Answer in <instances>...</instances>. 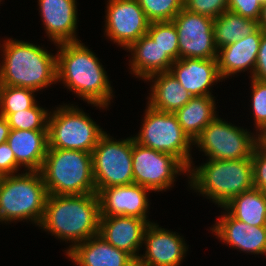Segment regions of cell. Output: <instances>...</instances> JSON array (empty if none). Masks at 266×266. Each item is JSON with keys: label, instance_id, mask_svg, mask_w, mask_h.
I'll return each instance as SVG.
<instances>
[{"label": "cell", "instance_id": "11", "mask_svg": "<svg viewBox=\"0 0 266 266\" xmlns=\"http://www.w3.org/2000/svg\"><path fill=\"white\" fill-rule=\"evenodd\" d=\"M133 183L163 192L175 185L177 175L189 173V169L171 154L144 147L132 136Z\"/></svg>", "mask_w": 266, "mask_h": 266}, {"label": "cell", "instance_id": "36", "mask_svg": "<svg viewBox=\"0 0 266 266\" xmlns=\"http://www.w3.org/2000/svg\"><path fill=\"white\" fill-rule=\"evenodd\" d=\"M20 167L7 142L0 144V177L17 174Z\"/></svg>", "mask_w": 266, "mask_h": 266}, {"label": "cell", "instance_id": "29", "mask_svg": "<svg viewBox=\"0 0 266 266\" xmlns=\"http://www.w3.org/2000/svg\"><path fill=\"white\" fill-rule=\"evenodd\" d=\"M50 112L36 104L35 106L11 113L6 119L11 129L48 130Z\"/></svg>", "mask_w": 266, "mask_h": 266}, {"label": "cell", "instance_id": "26", "mask_svg": "<svg viewBox=\"0 0 266 266\" xmlns=\"http://www.w3.org/2000/svg\"><path fill=\"white\" fill-rule=\"evenodd\" d=\"M222 208L250 226H266V194L261 190L253 188L243 192Z\"/></svg>", "mask_w": 266, "mask_h": 266}, {"label": "cell", "instance_id": "38", "mask_svg": "<svg viewBox=\"0 0 266 266\" xmlns=\"http://www.w3.org/2000/svg\"><path fill=\"white\" fill-rule=\"evenodd\" d=\"M10 131L7 119L0 115V144L7 141Z\"/></svg>", "mask_w": 266, "mask_h": 266}, {"label": "cell", "instance_id": "34", "mask_svg": "<svg viewBox=\"0 0 266 266\" xmlns=\"http://www.w3.org/2000/svg\"><path fill=\"white\" fill-rule=\"evenodd\" d=\"M253 164V186L266 194V148L259 142L251 156Z\"/></svg>", "mask_w": 266, "mask_h": 266}, {"label": "cell", "instance_id": "13", "mask_svg": "<svg viewBox=\"0 0 266 266\" xmlns=\"http://www.w3.org/2000/svg\"><path fill=\"white\" fill-rule=\"evenodd\" d=\"M105 34L110 41L127 50L146 35L150 22L137 0H108Z\"/></svg>", "mask_w": 266, "mask_h": 266}, {"label": "cell", "instance_id": "28", "mask_svg": "<svg viewBox=\"0 0 266 266\" xmlns=\"http://www.w3.org/2000/svg\"><path fill=\"white\" fill-rule=\"evenodd\" d=\"M35 92L29 88L1 85L0 115L7 118L11 113L35 106L37 104Z\"/></svg>", "mask_w": 266, "mask_h": 266}, {"label": "cell", "instance_id": "22", "mask_svg": "<svg viewBox=\"0 0 266 266\" xmlns=\"http://www.w3.org/2000/svg\"><path fill=\"white\" fill-rule=\"evenodd\" d=\"M6 142L19 167H24V171H41L48 149V130L11 129Z\"/></svg>", "mask_w": 266, "mask_h": 266}, {"label": "cell", "instance_id": "24", "mask_svg": "<svg viewBox=\"0 0 266 266\" xmlns=\"http://www.w3.org/2000/svg\"><path fill=\"white\" fill-rule=\"evenodd\" d=\"M145 81L152 82L147 105L155 110L174 113L193 97L170 72L154 74Z\"/></svg>", "mask_w": 266, "mask_h": 266}, {"label": "cell", "instance_id": "5", "mask_svg": "<svg viewBox=\"0 0 266 266\" xmlns=\"http://www.w3.org/2000/svg\"><path fill=\"white\" fill-rule=\"evenodd\" d=\"M40 172L48 195L96 193L89 152L48 148Z\"/></svg>", "mask_w": 266, "mask_h": 266}, {"label": "cell", "instance_id": "18", "mask_svg": "<svg viewBox=\"0 0 266 266\" xmlns=\"http://www.w3.org/2000/svg\"><path fill=\"white\" fill-rule=\"evenodd\" d=\"M149 223L133 216L101 217L99 233L106 242L130 254L136 261L143 245V233Z\"/></svg>", "mask_w": 266, "mask_h": 266}, {"label": "cell", "instance_id": "1", "mask_svg": "<svg viewBox=\"0 0 266 266\" xmlns=\"http://www.w3.org/2000/svg\"><path fill=\"white\" fill-rule=\"evenodd\" d=\"M57 82L81 100L97 108H108L113 89L100 60L80 41L55 44ZM76 92V93H75Z\"/></svg>", "mask_w": 266, "mask_h": 266}, {"label": "cell", "instance_id": "7", "mask_svg": "<svg viewBox=\"0 0 266 266\" xmlns=\"http://www.w3.org/2000/svg\"><path fill=\"white\" fill-rule=\"evenodd\" d=\"M73 104H63L49 114L48 148L92 153L105 133L91 117ZM86 113V114H85Z\"/></svg>", "mask_w": 266, "mask_h": 266}, {"label": "cell", "instance_id": "9", "mask_svg": "<svg viewBox=\"0 0 266 266\" xmlns=\"http://www.w3.org/2000/svg\"><path fill=\"white\" fill-rule=\"evenodd\" d=\"M258 143L257 133L254 135L217 116L202 130L193 145L210 160H236L251 158Z\"/></svg>", "mask_w": 266, "mask_h": 266}, {"label": "cell", "instance_id": "33", "mask_svg": "<svg viewBox=\"0 0 266 266\" xmlns=\"http://www.w3.org/2000/svg\"><path fill=\"white\" fill-rule=\"evenodd\" d=\"M184 9L216 19L228 10V0H184Z\"/></svg>", "mask_w": 266, "mask_h": 266}, {"label": "cell", "instance_id": "4", "mask_svg": "<svg viewBox=\"0 0 266 266\" xmlns=\"http://www.w3.org/2000/svg\"><path fill=\"white\" fill-rule=\"evenodd\" d=\"M189 168L188 185L222 208L235 196L254 188L251 158L210 160ZM194 167V168H192Z\"/></svg>", "mask_w": 266, "mask_h": 266}, {"label": "cell", "instance_id": "6", "mask_svg": "<svg viewBox=\"0 0 266 266\" xmlns=\"http://www.w3.org/2000/svg\"><path fill=\"white\" fill-rule=\"evenodd\" d=\"M47 196L40 171L0 177V222L28 220L39 226Z\"/></svg>", "mask_w": 266, "mask_h": 266}, {"label": "cell", "instance_id": "39", "mask_svg": "<svg viewBox=\"0 0 266 266\" xmlns=\"http://www.w3.org/2000/svg\"><path fill=\"white\" fill-rule=\"evenodd\" d=\"M258 25L264 32H266V3L262 5Z\"/></svg>", "mask_w": 266, "mask_h": 266}, {"label": "cell", "instance_id": "19", "mask_svg": "<svg viewBox=\"0 0 266 266\" xmlns=\"http://www.w3.org/2000/svg\"><path fill=\"white\" fill-rule=\"evenodd\" d=\"M169 72L193 97L213 96L211 87L222 80L217 59H178L173 62Z\"/></svg>", "mask_w": 266, "mask_h": 266}, {"label": "cell", "instance_id": "14", "mask_svg": "<svg viewBox=\"0 0 266 266\" xmlns=\"http://www.w3.org/2000/svg\"><path fill=\"white\" fill-rule=\"evenodd\" d=\"M176 232L149 223L143 233L145 254H140L137 266H179L186 256L188 246L184 237Z\"/></svg>", "mask_w": 266, "mask_h": 266}, {"label": "cell", "instance_id": "27", "mask_svg": "<svg viewBox=\"0 0 266 266\" xmlns=\"http://www.w3.org/2000/svg\"><path fill=\"white\" fill-rule=\"evenodd\" d=\"M258 28L257 21L227 10L214 19L215 45L220 49L254 33Z\"/></svg>", "mask_w": 266, "mask_h": 266}, {"label": "cell", "instance_id": "3", "mask_svg": "<svg viewBox=\"0 0 266 266\" xmlns=\"http://www.w3.org/2000/svg\"><path fill=\"white\" fill-rule=\"evenodd\" d=\"M0 44L1 85L16 86L41 91L57 83L56 54L30 42L13 38Z\"/></svg>", "mask_w": 266, "mask_h": 266}, {"label": "cell", "instance_id": "23", "mask_svg": "<svg viewBox=\"0 0 266 266\" xmlns=\"http://www.w3.org/2000/svg\"><path fill=\"white\" fill-rule=\"evenodd\" d=\"M127 50L131 52L130 73L142 80L157 73L169 72L174 62L148 34L141 36Z\"/></svg>", "mask_w": 266, "mask_h": 266}, {"label": "cell", "instance_id": "10", "mask_svg": "<svg viewBox=\"0 0 266 266\" xmlns=\"http://www.w3.org/2000/svg\"><path fill=\"white\" fill-rule=\"evenodd\" d=\"M91 154L97 194L104 188L133 183L132 137L114 141L105 132Z\"/></svg>", "mask_w": 266, "mask_h": 266}, {"label": "cell", "instance_id": "21", "mask_svg": "<svg viewBox=\"0 0 266 266\" xmlns=\"http://www.w3.org/2000/svg\"><path fill=\"white\" fill-rule=\"evenodd\" d=\"M66 255L78 266H137L130 254L115 248L100 235L75 245Z\"/></svg>", "mask_w": 266, "mask_h": 266}, {"label": "cell", "instance_id": "12", "mask_svg": "<svg viewBox=\"0 0 266 266\" xmlns=\"http://www.w3.org/2000/svg\"><path fill=\"white\" fill-rule=\"evenodd\" d=\"M172 21L178 33L179 59H217L213 18L183 8Z\"/></svg>", "mask_w": 266, "mask_h": 266}, {"label": "cell", "instance_id": "37", "mask_svg": "<svg viewBox=\"0 0 266 266\" xmlns=\"http://www.w3.org/2000/svg\"><path fill=\"white\" fill-rule=\"evenodd\" d=\"M250 78L266 82V32L262 34L256 60V66L253 76Z\"/></svg>", "mask_w": 266, "mask_h": 266}, {"label": "cell", "instance_id": "30", "mask_svg": "<svg viewBox=\"0 0 266 266\" xmlns=\"http://www.w3.org/2000/svg\"><path fill=\"white\" fill-rule=\"evenodd\" d=\"M147 34L174 60L179 59L178 33L173 21L151 22Z\"/></svg>", "mask_w": 266, "mask_h": 266}, {"label": "cell", "instance_id": "20", "mask_svg": "<svg viewBox=\"0 0 266 266\" xmlns=\"http://www.w3.org/2000/svg\"><path fill=\"white\" fill-rule=\"evenodd\" d=\"M263 33L264 31L259 27L243 39L218 49L217 65L222 80L247 70H250V77L253 76Z\"/></svg>", "mask_w": 266, "mask_h": 266}, {"label": "cell", "instance_id": "8", "mask_svg": "<svg viewBox=\"0 0 266 266\" xmlns=\"http://www.w3.org/2000/svg\"><path fill=\"white\" fill-rule=\"evenodd\" d=\"M140 132L133 138L147 148L173 155L188 169L192 165L193 141L183 131L174 113L155 110L149 105L145 109Z\"/></svg>", "mask_w": 266, "mask_h": 266}, {"label": "cell", "instance_id": "40", "mask_svg": "<svg viewBox=\"0 0 266 266\" xmlns=\"http://www.w3.org/2000/svg\"><path fill=\"white\" fill-rule=\"evenodd\" d=\"M259 142L266 148V130L259 136Z\"/></svg>", "mask_w": 266, "mask_h": 266}, {"label": "cell", "instance_id": "25", "mask_svg": "<svg viewBox=\"0 0 266 266\" xmlns=\"http://www.w3.org/2000/svg\"><path fill=\"white\" fill-rule=\"evenodd\" d=\"M214 99L215 96H194L182 108L174 112L183 131L193 142L202 130L218 116Z\"/></svg>", "mask_w": 266, "mask_h": 266}, {"label": "cell", "instance_id": "31", "mask_svg": "<svg viewBox=\"0 0 266 266\" xmlns=\"http://www.w3.org/2000/svg\"><path fill=\"white\" fill-rule=\"evenodd\" d=\"M148 21H172L184 8V0H137Z\"/></svg>", "mask_w": 266, "mask_h": 266}, {"label": "cell", "instance_id": "17", "mask_svg": "<svg viewBox=\"0 0 266 266\" xmlns=\"http://www.w3.org/2000/svg\"><path fill=\"white\" fill-rule=\"evenodd\" d=\"M76 0H38L46 36L54 44L80 41L76 35Z\"/></svg>", "mask_w": 266, "mask_h": 266}, {"label": "cell", "instance_id": "32", "mask_svg": "<svg viewBox=\"0 0 266 266\" xmlns=\"http://www.w3.org/2000/svg\"><path fill=\"white\" fill-rule=\"evenodd\" d=\"M250 88L254 125L256 133L260 136L266 130V82L251 78Z\"/></svg>", "mask_w": 266, "mask_h": 266}, {"label": "cell", "instance_id": "16", "mask_svg": "<svg viewBox=\"0 0 266 266\" xmlns=\"http://www.w3.org/2000/svg\"><path fill=\"white\" fill-rule=\"evenodd\" d=\"M223 213L210 228L220 241L239 251L266 255V226H250L235 219L226 210Z\"/></svg>", "mask_w": 266, "mask_h": 266}, {"label": "cell", "instance_id": "15", "mask_svg": "<svg viewBox=\"0 0 266 266\" xmlns=\"http://www.w3.org/2000/svg\"><path fill=\"white\" fill-rule=\"evenodd\" d=\"M149 191L135 183L102 189L98 193L101 217L133 216L152 223L147 216L150 209L147 197Z\"/></svg>", "mask_w": 266, "mask_h": 266}, {"label": "cell", "instance_id": "35", "mask_svg": "<svg viewBox=\"0 0 266 266\" xmlns=\"http://www.w3.org/2000/svg\"><path fill=\"white\" fill-rule=\"evenodd\" d=\"M264 3L266 0H228V10L258 22Z\"/></svg>", "mask_w": 266, "mask_h": 266}, {"label": "cell", "instance_id": "2", "mask_svg": "<svg viewBox=\"0 0 266 266\" xmlns=\"http://www.w3.org/2000/svg\"><path fill=\"white\" fill-rule=\"evenodd\" d=\"M101 218L97 193L84 195H48L39 225L51 235L68 243L67 253L75 245L99 233Z\"/></svg>", "mask_w": 266, "mask_h": 266}]
</instances>
